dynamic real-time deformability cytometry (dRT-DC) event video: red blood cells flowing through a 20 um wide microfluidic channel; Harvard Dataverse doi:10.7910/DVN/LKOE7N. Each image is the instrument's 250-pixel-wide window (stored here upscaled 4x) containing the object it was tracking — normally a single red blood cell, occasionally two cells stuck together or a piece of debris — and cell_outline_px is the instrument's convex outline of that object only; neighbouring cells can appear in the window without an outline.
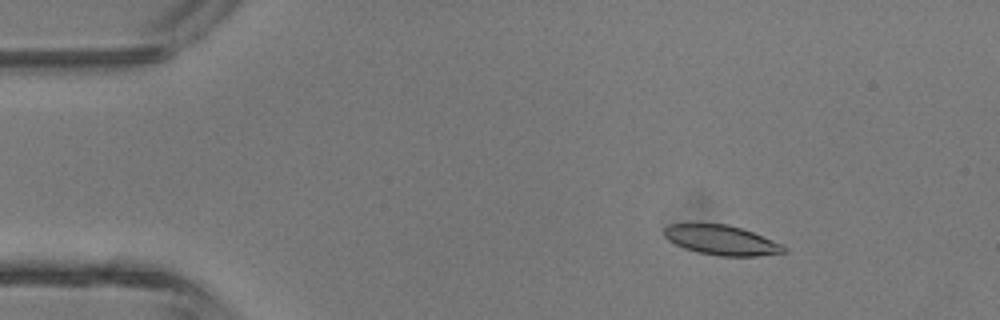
{"species": "common noctule bat (a hibernating species)", "species_latin": "Nyctalus noctula", "temperature_condition": "room temperature", "stored_images_in_passage": 4, "camera_frame_rate_fps": 3000, "um_per_image_px": 0.085, "animal": {"sex": "male", "body_mass_g": 13.3}, "frame": {"image": 1, "passage_image": 2, "time_ms": 1.333, "image_size_px": [1000, 320], "cell_outline_px": [[788, 252], [756, 256], [716, 256], [684, 248], [668, 240], [664, 236], [664, 228], [668, 224], [728, 224], [752, 232], [784, 244]], "centroid_in_image_um": [61.35, 20.42], "position_along_channel_um": 23.6, "area_um2": 20.69}}